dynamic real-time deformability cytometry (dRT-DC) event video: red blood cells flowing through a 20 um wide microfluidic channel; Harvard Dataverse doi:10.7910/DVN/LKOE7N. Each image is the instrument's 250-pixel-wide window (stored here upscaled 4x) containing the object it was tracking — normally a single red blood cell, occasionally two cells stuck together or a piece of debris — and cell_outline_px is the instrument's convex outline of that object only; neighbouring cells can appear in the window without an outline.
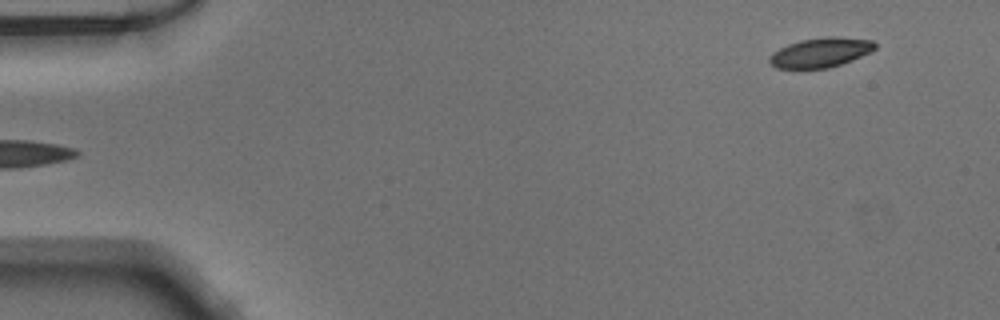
{"species": "Egyptian fruit bat (a non-hibernating species)", "species_latin": "Rousettus aegyptiacus", "temperature_condition": "warm", "stored_images_in_passage": 11, "camera_frame_rate_fps": 3000, "um_per_image_px": 0.085, "animal": {"sex": "male"}, "frame": {"image": 1, "passage_image": 1, "time_ms": 0.0, "image_size_px": [1000, 320], "cell_outline_px": [[876, 48], [872, 52], [840, 64], [828, 68], [776, 68], [768, 60], [768, 56], [772, 52], [788, 44], [800, 40], [828, 36], [836, 36], [872, 40], [876, 44]], "centroid_in_image_um": [69.75, 4.45], "position_along_channel_um": 15.3, "area_um2": 18.21}}